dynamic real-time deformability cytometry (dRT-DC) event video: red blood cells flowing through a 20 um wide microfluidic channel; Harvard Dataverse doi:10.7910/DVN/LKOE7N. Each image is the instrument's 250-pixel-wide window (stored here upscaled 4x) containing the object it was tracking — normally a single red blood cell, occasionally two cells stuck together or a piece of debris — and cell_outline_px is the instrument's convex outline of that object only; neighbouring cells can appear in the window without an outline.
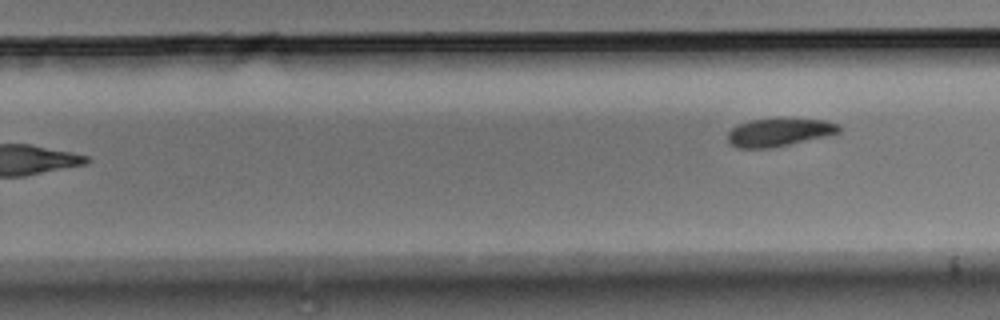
{"species": "Egyptian fruit bat (a non-hibernating species)", "species_latin": "Rousettus aegyptiacus", "temperature_condition": "room temperature", "stored_images_in_passage": 10, "camera_frame_rate_fps": 3000, "um_per_image_px": 0.085, "animal": {"sex": "male"}, "frame": {"image": 1, "passage_image": 10, "time_ms": 3.0, "image_size_px": [1000, 320], "cell_outline_px": [[840, 132], [832, 136], [768, 148], [736, 148], [728, 140], [728, 132], [736, 124], [748, 120], [824, 120], [840, 124]], "centroid_in_image_um": [66.24, 11.27], "position_along_channel_um": 263.6, "area_um2": 17.98}}